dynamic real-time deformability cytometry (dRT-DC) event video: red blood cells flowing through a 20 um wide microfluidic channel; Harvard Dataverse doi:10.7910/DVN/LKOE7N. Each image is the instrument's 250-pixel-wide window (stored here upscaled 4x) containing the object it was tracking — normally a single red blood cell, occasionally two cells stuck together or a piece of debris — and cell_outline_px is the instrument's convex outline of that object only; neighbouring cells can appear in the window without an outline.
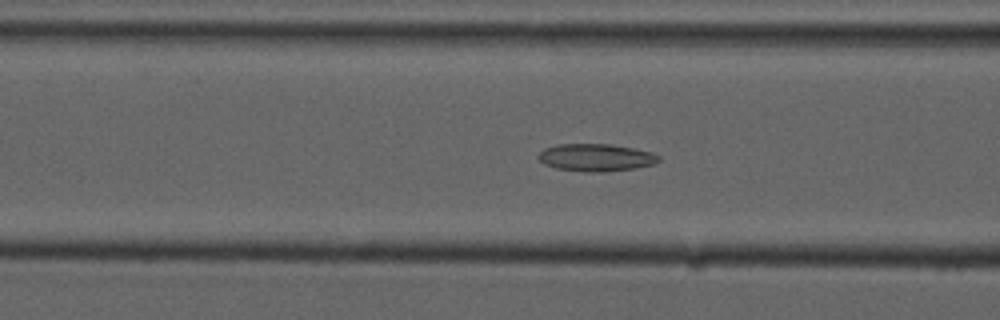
{"species": "common noctule bat (a hibernating species)", "species_latin": "Nyctalus noctula", "temperature_condition": "cold", "stored_images_in_passage": 55, "camera_frame_rate_fps": 3000, "um_per_image_px": 0.085, "animal": {"sex": "male", "forearm_length_mm": 52.5}, "frame": {"image": 1, "passage_image": 21, "time_ms": 6.667, "image_size_px": [1000, 320], "cell_outline_px": [[660, 160], [652, 164], [636, 168], [600, 172], [584, 172], [556, 168], [544, 164], [536, 156], [544, 148], [556, 144], [612, 144], [652, 152], [660, 156]], "centroid_in_image_um": [50.63, 13.38], "position_along_channel_um": 116.0, "area_um2": 19.31}}
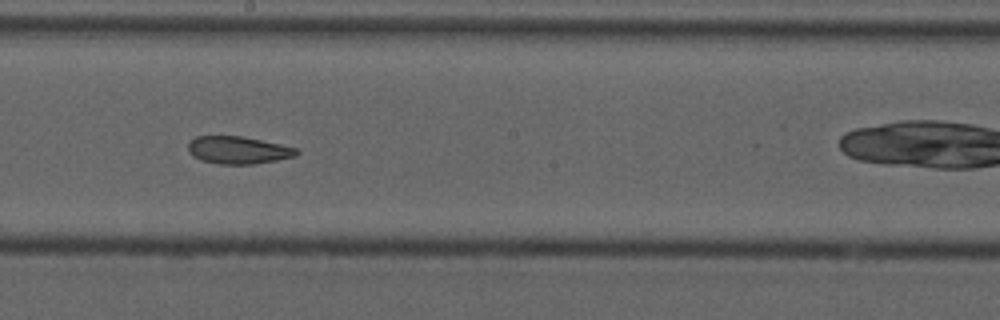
{"frame": {"image": 2, "passage_image": 30, "time_ms": 9.667, "image_size_px": [1000, 320], "cell_outline_px": [[300, 152], [296, 156], [276, 160], [252, 164], [216, 164], [200, 160], [192, 156], [188, 152], [188, 144], [196, 136], [240, 136], [280, 144], [296, 148]], "centroid_in_image_um": [20.21, 12.77], "position_along_channel_um": 228.0, "area_um2": 17.34}}
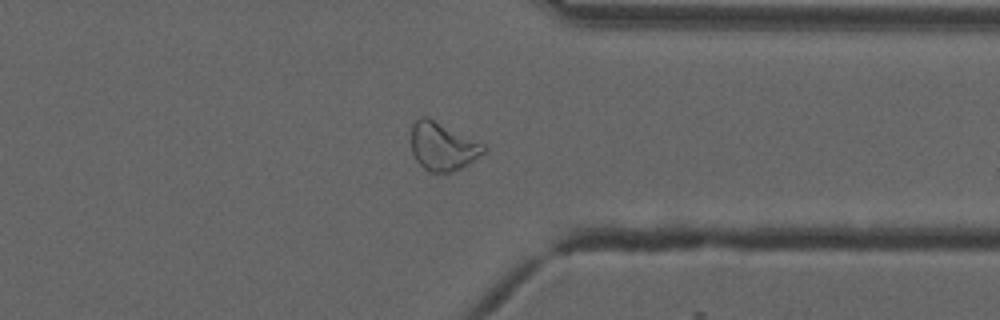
{"frame": {"image": 3, "passage_image": 42, "time_ms": 13.667, "image_size_px": [1000, 320], "cell_outline_px": [[488, 148], [484, 152], [468, 164], [452, 172], [428, 172], [416, 160], [412, 152], [412, 124], [420, 116], [428, 116], [484, 144]], "centroid_in_image_um": [37.62, 12.43], "position_along_channel_um": 373.8, "area_um2": 20.29}, "authors_computed_cell_mechanics": {"area_um2": 20.8658, "velocity_mm_per_s": 3.7332, "shape_relaxation_time_tau1_ms": 10.198, "shape_relaxation_time_tau2_ms": 3.2989, "deformation_change_tau1": 0.1964, "deformation_change_tau2": 0.0951}}